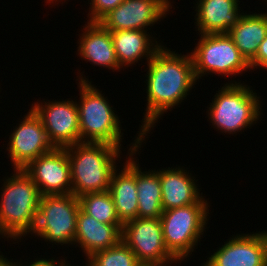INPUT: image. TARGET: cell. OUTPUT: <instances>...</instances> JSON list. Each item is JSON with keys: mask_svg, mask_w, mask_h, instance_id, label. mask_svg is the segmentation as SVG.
Returning a JSON list of instances; mask_svg holds the SVG:
<instances>
[{"mask_svg": "<svg viewBox=\"0 0 267 266\" xmlns=\"http://www.w3.org/2000/svg\"><path fill=\"white\" fill-rule=\"evenodd\" d=\"M88 22H98L104 15L115 9L124 0H90Z\"/></svg>", "mask_w": 267, "mask_h": 266, "instance_id": "cell-25", "label": "cell"}, {"mask_svg": "<svg viewBox=\"0 0 267 266\" xmlns=\"http://www.w3.org/2000/svg\"><path fill=\"white\" fill-rule=\"evenodd\" d=\"M230 238L201 266H267V230Z\"/></svg>", "mask_w": 267, "mask_h": 266, "instance_id": "cell-14", "label": "cell"}, {"mask_svg": "<svg viewBox=\"0 0 267 266\" xmlns=\"http://www.w3.org/2000/svg\"><path fill=\"white\" fill-rule=\"evenodd\" d=\"M216 92L206 112L216 131L237 135L261 118L260 96L245 83L230 81Z\"/></svg>", "mask_w": 267, "mask_h": 266, "instance_id": "cell-5", "label": "cell"}, {"mask_svg": "<svg viewBox=\"0 0 267 266\" xmlns=\"http://www.w3.org/2000/svg\"><path fill=\"white\" fill-rule=\"evenodd\" d=\"M79 209V198L73 194L41 195L33 236L73 246Z\"/></svg>", "mask_w": 267, "mask_h": 266, "instance_id": "cell-8", "label": "cell"}, {"mask_svg": "<svg viewBox=\"0 0 267 266\" xmlns=\"http://www.w3.org/2000/svg\"><path fill=\"white\" fill-rule=\"evenodd\" d=\"M66 259L64 258L59 262L55 260L53 257L50 259H43V258H36L33 262L31 261V264H27L28 262H26L24 265L23 263L21 264L20 262H16V266H72L70 263H68L67 261H65ZM67 262V263H66Z\"/></svg>", "mask_w": 267, "mask_h": 266, "instance_id": "cell-27", "label": "cell"}, {"mask_svg": "<svg viewBox=\"0 0 267 266\" xmlns=\"http://www.w3.org/2000/svg\"><path fill=\"white\" fill-rule=\"evenodd\" d=\"M78 198L80 208L99 222L106 224H121L109 191L86 193Z\"/></svg>", "mask_w": 267, "mask_h": 266, "instance_id": "cell-23", "label": "cell"}, {"mask_svg": "<svg viewBox=\"0 0 267 266\" xmlns=\"http://www.w3.org/2000/svg\"><path fill=\"white\" fill-rule=\"evenodd\" d=\"M66 150L73 195L80 197L109 190L112 174L118 167L116 162L121 159V149L105 143L80 142Z\"/></svg>", "mask_w": 267, "mask_h": 266, "instance_id": "cell-3", "label": "cell"}, {"mask_svg": "<svg viewBox=\"0 0 267 266\" xmlns=\"http://www.w3.org/2000/svg\"><path fill=\"white\" fill-rule=\"evenodd\" d=\"M13 171L0 188V236L18 241L34 231L41 194L23 169Z\"/></svg>", "mask_w": 267, "mask_h": 266, "instance_id": "cell-2", "label": "cell"}, {"mask_svg": "<svg viewBox=\"0 0 267 266\" xmlns=\"http://www.w3.org/2000/svg\"><path fill=\"white\" fill-rule=\"evenodd\" d=\"M249 13L243 11L238 22L227 33L248 63L256 56L259 45L267 35V13Z\"/></svg>", "mask_w": 267, "mask_h": 266, "instance_id": "cell-21", "label": "cell"}, {"mask_svg": "<svg viewBox=\"0 0 267 266\" xmlns=\"http://www.w3.org/2000/svg\"><path fill=\"white\" fill-rule=\"evenodd\" d=\"M195 4V25L199 34L228 33L239 20V0H198Z\"/></svg>", "mask_w": 267, "mask_h": 266, "instance_id": "cell-19", "label": "cell"}, {"mask_svg": "<svg viewBox=\"0 0 267 266\" xmlns=\"http://www.w3.org/2000/svg\"><path fill=\"white\" fill-rule=\"evenodd\" d=\"M57 2H62V0H46V3H48L49 5H56V4H58ZM52 3V4H51Z\"/></svg>", "mask_w": 267, "mask_h": 266, "instance_id": "cell-29", "label": "cell"}, {"mask_svg": "<svg viewBox=\"0 0 267 266\" xmlns=\"http://www.w3.org/2000/svg\"><path fill=\"white\" fill-rule=\"evenodd\" d=\"M183 167L159 169L163 211L197 203L203 196L195 177Z\"/></svg>", "mask_w": 267, "mask_h": 266, "instance_id": "cell-18", "label": "cell"}, {"mask_svg": "<svg viewBox=\"0 0 267 266\" xmlns=\"http://www.w3.org/2000/svg\"><path fill=\"white\" fill-rule=\"evenodd\" d=\"M82 34L78 39L77 55L90 64L108 68L114 72L120 71L121 67L116 57L111 32L104 28L99 22H85Z\"/></svg>", "mask_w": 267, "mask_h": 266, "instance_id": "cell-16", "label": "cell"}, {"mask_svg": "<svg viewBox=\"0 0 267 266\" xmlns=\"http://www.w3.org/2000/svg\"><path fill=\"white\" fill-rule=\"evenodd\" d=\"M137 134L135 140H133L134 142L129 145L130 147L127 151L129 155L127 154L126 162L121 165L123 167L120 171L117 168L113 172L108 190L112 196L117 216L122 225L138 218V194L136 185L137 157H134V154L135 156L137 153L139 154V148L141 150L142 143L146 141L148 137L140 130Z\"/></svg>", "mask_w": 267, "mask_h": 266, "instance_id": "cell-13", "label": "cell"}, {"mask_svg": "<svg viewBox=\"0 0 267 266\" xmlns=\"http://www.w3.org/2000/svg\"><path fill=\"white\" fill-rule=\"evenodd\" d=\"M1 252V251H0ZM3 254L0 253V266H16V262H13V258L7 259Z\"/></svg>", "mask_w": 267, "mask_h": 266, "instance_id": "cell-28", "label": "cell"}, {"mask_svg": "<svg viewBox=\"0 0 267 266\" xmlns=\"http://www.w3.org/2000/svg\"><path fill=\"white\" fill-rule=\"evenodd\" d=\"M249 66L251 70L258 69V67L259 69L262 67L267 70V35L259 45L256 56L249 62Z\"/></svg>", "mask_w": 267, "mask_h": 266, "instance_id": "cell-26", "label": "cell"}, {"mask_svg": "<svg viewBox=\"0 0 267 266\" xmlns=\"http://www.w3.org/2000/svg\"><path fill=\"white\" fill-rule=\"evenodd\" d=\"M140 266H154V265H144V264H140Z\"/></svg>", "mask_w": 267, "mask_h": 266, "instance_id": "cell-30", "label": "cell"}, {"mask_svg": "<svg viewBox=\"0 0 267 266\" xmlns=\"http://www.w3.org/2000/svg\"><path fill=\"white\" fill-rule=\"evenodd\" d=\"M31 108L41 118L54 148H67L81 142L79 112L76 100H37Z\"/></svg>", "mask_w": 267, "mask_h": 266, "instance_id": "cell-10", "label": "cell"}, {"mask_svg": "<svg viewBox=\"0 0 267 266\" xmlns=\"http://www.w3.org/2000/svg\"><path fill=\"white\" fill-rule=\"evenodd\" d=\"M198 35V43L190 52L198 81L211 73L230 78L251 71L249 63L227 33Z\"/></svg>", "mask_w": 267, "mask_h": 266, "instance_id": "cell-7", "label": "cell"}, {"mask_svg": "<svg viewBox=\"0 0 267 266\" xmlns=\"http://www.w3.org/2000/svg\"><path fill=\"white\" fill-rule=\"evenodd\" d=\"M122 228V224L99 222L80 208L73 245L80 246L88 258L95 252L117 245L122 240Z\"/></svg>", "mask_w": 267, "mask_h": 266, "instance_id": "cell-17", "label": "cell"}, {"mask_svg": "<svg viewBox=\"0 0 267 266\" xmlns=\"http://www.w3.org/2000/svg\"><path fill=\"white\" fill-rule=\"evenodd\" d=\"M136 160V185L138 194V218H160L163 213L159 171L142 172Z\"/></svg>", "mask_w": 267, "mask_h": 266, "instance_id": "cell-22", "label": "cell"}, {"mask_svg": "<svg viewBox=\"0 0 267 266\" xmlns=\"http://www.w3.org/2000/svg\"><path fill=\"white\" fill-rule=\"evenodd\" d=\"M162 45L147 64V105L140 131L147 137L164 113L181 104L196 85L191 54L175 53ZM150 131V132H149Z\"/></svg>", "mask_w": 267, "mask_h": 266, "instance_id": "cell-1", "label": "cell"}, {"mask_svg": "<svg viewBox=\"0 0 267 266\" xmlns=\"http://www.w3.org/2000/svg\"><path fill=\"white\" fill-rule=\"evenodd\" d=\"M122 241L136 255L140 264H177L178 260L165 246L160 218H136L128 221L122 228Z\"/></svg>", "mask_w": 267, "mask_h": 266, "instance_id": "cell-9", "label": "cell"}, {"mask_svg": "<svg viewBox=\"0 0 267 266\" xmlns=\"http://www.w3.org/2000/svg\"><path fill=\"white\" fill-rule=\"evenodd\" d=\"M85 266H140L136 255L121 240L117 245L95 252Z\"/></svg>", "mask_w": 267, "mask_h": 266, "instance_id": "cell-24", "label": "cell"}, {"mask_svg": "<svg viewBox=\"0 0 267 266\" xmlns=\"http://www.w3.org/2000/svg\"><path fill=\"white\" fill-rule=\"evenodd\" d=\"M204 197L197 203L165 210L160 217L165 246L178 263L191 256L208 228L210 206Z\"/></svg>", "mask_w": 267, "mask_h": 266, "instance_id": "cell-6", "label": "cell"}, {"mask_svg": "<svg viewBox=\"0 0 267 266\" xmlns=\"http://www.w3.org/2000/svg\"><path fill=\"white\" fill-rule=\"evenodd\" d=\"M41 195L72 194L70 161L66 148H54L23 169Z\"/></svg>", "mask_w": 267, "mask_h": 266, "instance_id": "cell-15", "label": "cell"}, {"mask_svg": "<svg viewBox=\"0 0 267 266\" xmlns=\"http://www.w3.org/2000/svg\"><path fill=\"white\" fill-rule=\"evenodd\" d=\"M77 75L79 89V126L81 142L105 143L122 148L123 132L120 117L116 115L109 100L84 74ZM84 75V77H83ZM108 100V101H107ZM122 132V133H121Z\"/></svg>", "mask_w": 267, "mask_h": 266, "instance_id": "cell-4", "label": "cell"}, {"mask_svg": "<svg viewBox=\"0 0 267 266\" xmlns=\"http://www.w3.org/2000/svg\"><path fill=\"white\" fill-rule=\"evenodd\" d=\"M171 0H124L98 22L108 31L144 30L161 22L172 9Z\"/></svg>", "mask_w": 267, "mask_h": 266, "instance_id": "cell-12", "label": "cell"}, {"mask_svg": "<svg viewBox=\"0 0 267 266\" xmlns=\"http://www.w3.org/2000/svg\"><path fill=\"white\" fill-rule=\"evenodd\" d=\"M9 136L7 155L13 169H24L31 161L54 149L41 118L30 108Z\"/></svg>", "mask_w": 267, "mask_h": 266, "instance_id": "cell-11", "label": "cell"}, {"mask_svg": "<svg viewBox=\"0 0 267 266\" xmlns=\"http://www.w3.org/2000/svg\"><path fill=\"white\" fill-rule=\"evenodd\" d=\"M110 32L116 57L121 68L136 65L145 57L148 62L163 45L162 42H157L153 35L151 37L149 32L144 30H119Z\"/></svg>", "mask_w": 267, "mask_h": 266, "instance_id": "cell-20", "label": "cell"}]
</instances>
